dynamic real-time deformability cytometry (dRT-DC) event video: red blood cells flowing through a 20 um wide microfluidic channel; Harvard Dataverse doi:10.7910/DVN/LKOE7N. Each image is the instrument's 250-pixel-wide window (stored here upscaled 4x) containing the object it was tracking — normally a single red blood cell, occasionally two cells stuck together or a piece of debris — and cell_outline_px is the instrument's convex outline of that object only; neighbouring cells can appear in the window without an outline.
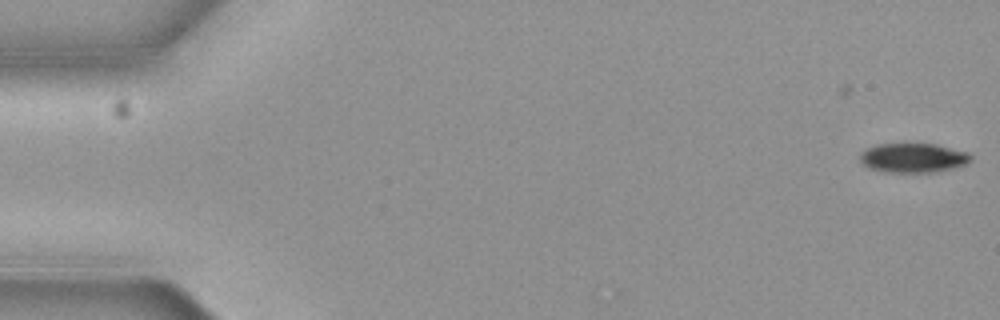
{"species": "common noctule bat (a hibernating species)", "species_latin": "Nyctalus noctula", "temperature_condition": "cold", "stored_images_in_passage": 6, "segment_of_instrument_passage": [1, 2], "camera_frame_rate_fps": 3000, "um_per_image_px": 0.085, "animal": {"sex": "female", "body_mass_g": 19.3, "forearm_length_mm": 54.1}, "frame": {"image": 1, "passage_image": 1, "time_ms": 0.0, "image_size_px": [1000, 320], "cell_outline_px": [[972, 160], [968, 164], [936, 172], [884, 172], [868, 168], [860, 160], [860, 156], [868, 148], [876, 144], [904, 140], [936, 144], [968, 152], [972, 156]], "centroid_in_image_um": [77.63, 13.37], "position_along_channel_um": 7.4, "area_um2": 19.83}}
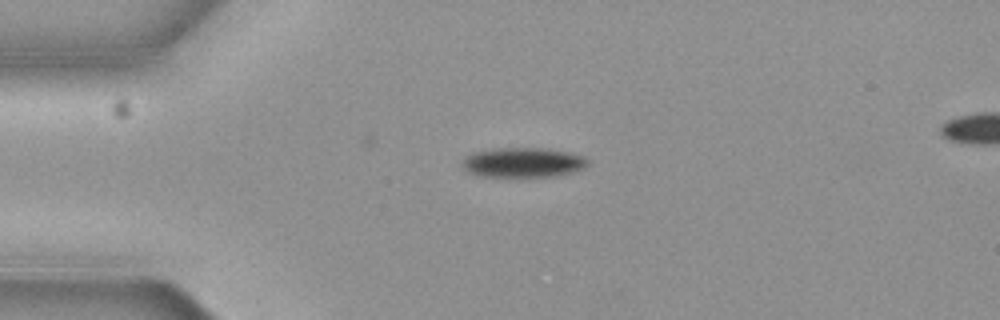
{"frame": {"image": 2, "passage_image": 4, "time_ms": 1.0, "image_size_px": [1000, 320], "cell_outline_px": [[588, 164], [584, 168], [572, 172], [556, 176], [520, 180], [480, 176], [468, 172], [464, 168], [464, 160], [468, 156], [476, 152], [504, 148], [532, 148], [564, 152], [584, 156], [588, 160]], "centroid_in_image_um": [44.47, 13.89], "position_along_channel_um": 40.5, "area_um2": 22.14}}